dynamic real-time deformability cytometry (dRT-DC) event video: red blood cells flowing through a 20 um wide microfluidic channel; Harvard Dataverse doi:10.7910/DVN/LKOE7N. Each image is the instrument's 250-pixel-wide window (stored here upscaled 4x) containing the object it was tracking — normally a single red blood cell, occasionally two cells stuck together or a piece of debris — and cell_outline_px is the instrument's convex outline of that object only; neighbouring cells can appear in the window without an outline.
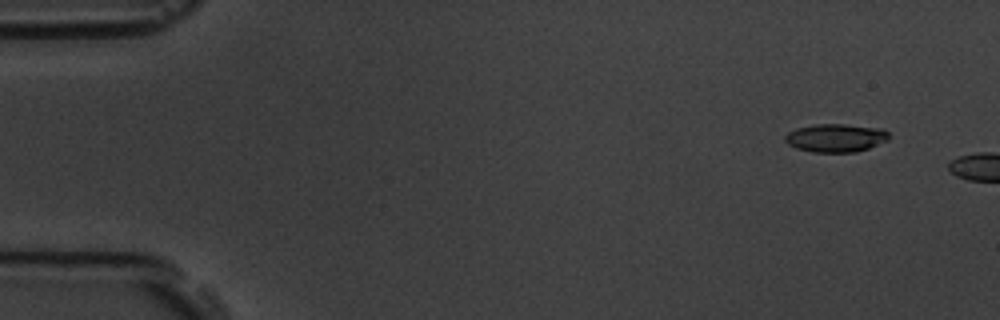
{"species": "common noctule bat (a hibernating species)", "species_latin": "Nyctalus noctula", "temperature_condition": "room temperature", "stored_images_in_passage": 2, "camera_frame_rate_fps": 3000, "um_per_image_px": 0.085, "animal": {"sex": "male", "body_mass_g": 19.5, "forearm_length_mm": 54.6}, "frame": {"image": 1, "passage_image": 1, "time_ms": 0.0, "image_size_px": [1000, 320], "cell_outline_px": [[888, 140], [868, 148], [856, 152], [812, 152], [796, 148], [788, 144], [784, 140], [784, 136], [788, 132], [796, 128], [816, 124], [844, 124], [884, 128], [888, 132]], "centroid_in_image_um": [71.03, 11.71], "position_along_channel_um": 14.0, "area_um2": 17.17}}